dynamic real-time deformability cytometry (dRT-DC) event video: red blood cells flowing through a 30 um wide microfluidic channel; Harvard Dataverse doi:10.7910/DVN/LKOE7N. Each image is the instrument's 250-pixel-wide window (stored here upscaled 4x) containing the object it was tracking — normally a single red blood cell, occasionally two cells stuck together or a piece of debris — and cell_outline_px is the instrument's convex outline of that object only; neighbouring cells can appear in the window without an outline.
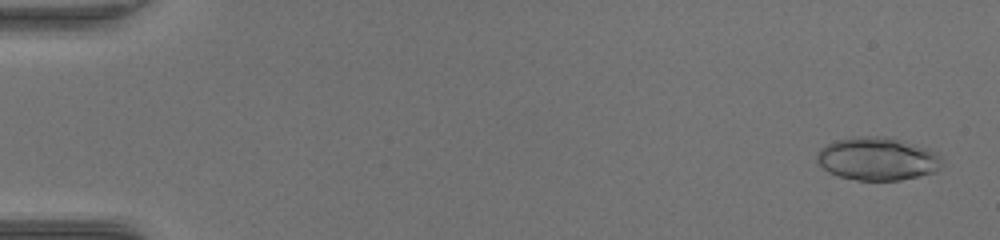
{"species": "common noctule bat (a hibernating species)", "species_latin": "Nyctalus noctula", "temperature_condition": "warm", "stored_images_in_passage": 52, "camera_frame_rate_fps": 3000, "um_per_image_px": 0.085, "animal": {"sex": "female", "body_mass_g": 17.0, "forearm_length_mm": 48.0}, "frame": {"image": 1, "passage_image": 2, "time_ms": 0.333, "image_size_px": [1000, 240], "cell_outline_px": [[944, 160], [940, 168], [936, 172], [900, 180], [856, 180], [836, 176], [828, 172], [816, 160], [816, 152], [820, 148], [836, 140], [852, 136], [884, 136], [932, 148]], "centroid_in_image_um": [74.6, 13.49], "position_along_channel_um": 10.4, "area_um2": 31.85}}
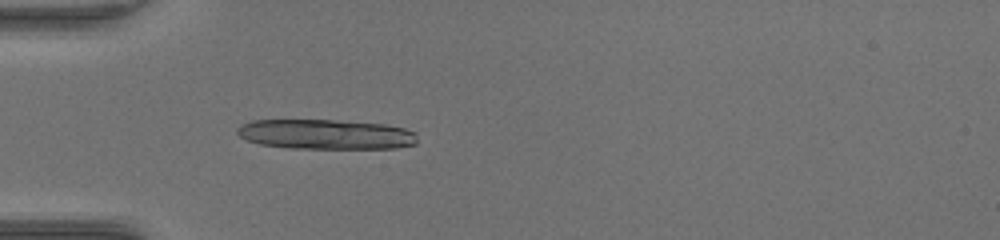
{"frame": {"image": 2, "passage_image": 17, "time_ms": 5.333, "image_size_px": [1000, 240], "cell_outline_px": [[416, 144], [396, 148], [288, 148], [260, 144], [248, 140], [240, 136], [236, 132], [236, 128], [240, 124], [252, 120], [336, 120], [384, 124], [404, 128], [416, 132]], "centroid_in_image_um": [27.68, 11.41], "position_along_channel_um": 57.3, "area_um2": 31.44}}